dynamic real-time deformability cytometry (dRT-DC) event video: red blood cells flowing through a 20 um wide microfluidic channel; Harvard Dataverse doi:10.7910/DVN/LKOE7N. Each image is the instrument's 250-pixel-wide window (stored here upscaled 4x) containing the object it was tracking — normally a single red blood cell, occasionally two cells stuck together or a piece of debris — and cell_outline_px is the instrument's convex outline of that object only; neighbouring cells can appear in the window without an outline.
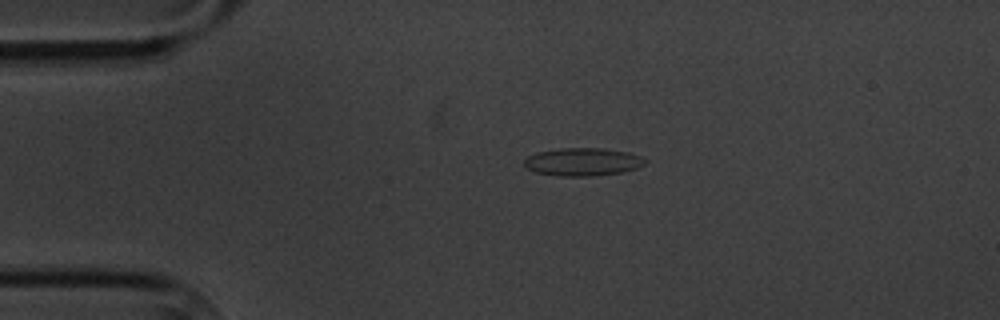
{"species": "common noctule bat (a hibernating species)", "species_latin": "Nyctalus noctula", "temperature_condition": "cold", "stored_images_in_passage": 3, "camera_frame_rate_fps": 3000, "um_per_image_px": 0.085, "animal": {"sex": "male", "body_mass_g": 20.1, "forearm_length_mm": 53.5}, "frame": {"image": 1, "passage_image": 2, "time_ms": 1.0, "image_size_px": [1000, 320], "cell_outline_px": [[648, 160], [644, 164], [636, 168], [620, 172], [592, 176], [556, 176], [536, 172], [528, 168], [524, 164], [524, 160], [528, 156], [536, 152], [560, 148], [604, 148], [628, 152], [640, 156]], "centroid_in_image_um": [49.52, 13.75], "position_along_channel_um": 35.5, "area_um2": 19.65}}